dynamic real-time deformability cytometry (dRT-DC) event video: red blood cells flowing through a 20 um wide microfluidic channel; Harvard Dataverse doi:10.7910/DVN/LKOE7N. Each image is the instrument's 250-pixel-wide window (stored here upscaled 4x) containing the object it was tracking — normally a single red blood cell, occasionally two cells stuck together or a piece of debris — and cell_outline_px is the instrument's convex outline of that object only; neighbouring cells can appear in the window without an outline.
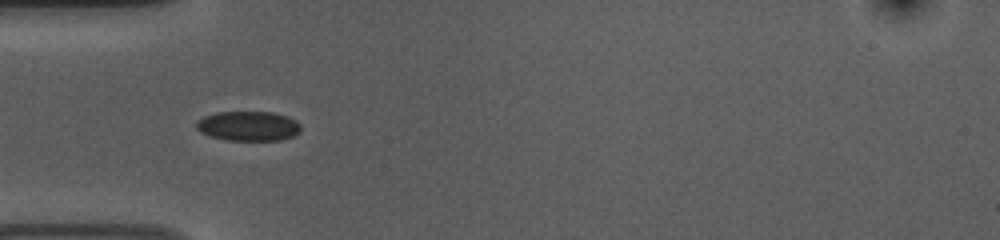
{"species": "common noctule bat (a hibernating species)", "species_latin": "Nyctalus noctula", "temperature_condition": "room temperature", "stored_images_in_passage": 13, "camera_frame_rate_fps": 3000, "um_per_image_px": 0.085, "animal": {"sex": "female", "body_mass_g": 10.0, "forearm_length_mm": 53.1}, "frame": {"image": 1, "passage_image": 6, "time_ms": 1.667, "image_size_px": [1000, 240], "cell_outline_px": [[300, 132], [292, 136], [280, 140], [228, 140], [212, 136], [200, 132], [196, 128], [196, 120], [204, 116], [216, 112], [272, 112], [288, 116], [296, 120], [300, 124]], "centroid_in_image_um": [21.11, 10.7], "position_along_channel_um": 63.9, "area_um2": 18.09}}